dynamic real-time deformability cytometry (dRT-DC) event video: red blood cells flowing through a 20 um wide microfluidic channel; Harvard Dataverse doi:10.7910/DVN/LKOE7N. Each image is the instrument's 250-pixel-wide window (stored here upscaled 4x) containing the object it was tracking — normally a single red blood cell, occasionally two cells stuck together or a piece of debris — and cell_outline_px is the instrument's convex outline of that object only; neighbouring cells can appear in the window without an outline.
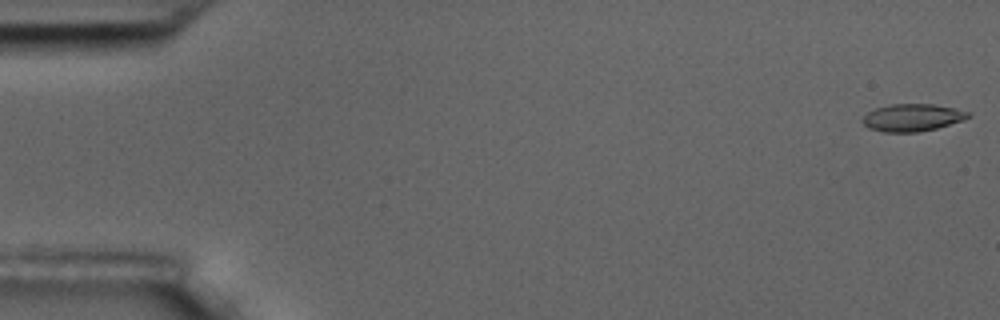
{"species": "common noctule bat (a hibernating species)", "species_latin": "Nyctalus noctula", "temperature_condition": "room temperature", "stored_images_in_passage": 6, "camera_frame_rate_fps": 3000, "um_per_image_px": 0.085, "animal": {"sex": "male", "body_mass_g": 17.5, "forearm_length_mm": 52.3}, "frame": {"image": 1, "passage_image": 1, "time_ms": 0.0, "image_size_px": [1000, 320], "cell_outline_px": [[972, 116], [964, 120], [936, 128], [920, 132], [884, 132], [868, 128], [860, 120], [868, 112], [876, 108], [892, 104], [932, 104], [956, 108], [972, 112]], "centroid_in_image_um": [77.58, 9.99], "position_along_channel_um": 7.4, "area_um2": 16.99}}
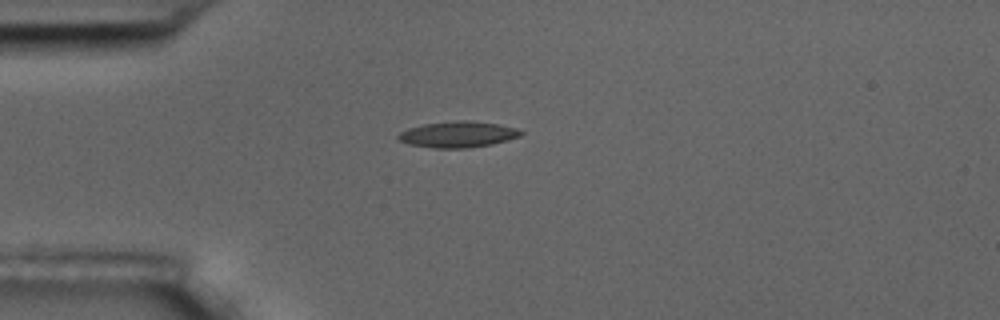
{"frame": {"image": 2, "passage_image": 5, "time_ms": 4.667, "image_size_px": [1000, 320], "cell_outline_px": [[524, 132], [520, 136], [508, 140], [492, 144], [468, 148], [436, 148], [408, 144], [400, 140], [396, 136], [400, 132], [408, 128], [424, 124], [452, 120], [468, 120], [496, 124], [516, 128]], "centroid_in_image_um": [38.91, 11.42], "position_along_channel_um": 46.1, "area_um2": 18.61}}
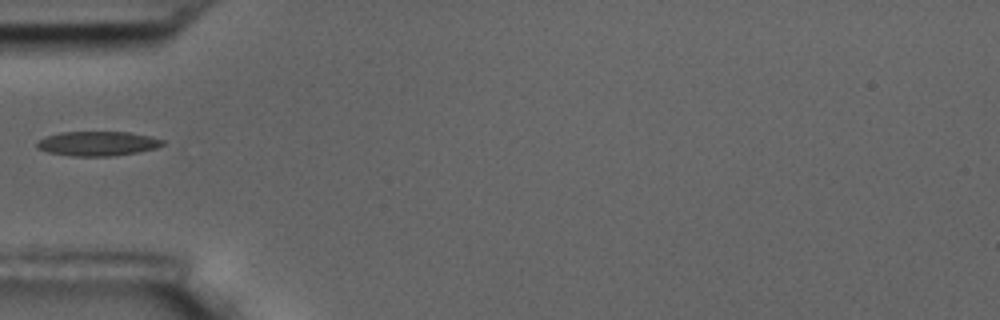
{"frame": {"image": 3, "passage_image": 6, "time_ms": 6.0, "image_size_px": [1000, 320], "cell_outline_px": [[164, 144], [156, 148], [136, 152], [112, 156], [72, 156], [48, 152], [36, 148], [36, 140], [44, 136], [60, 132], [128, 132], [152, 136], [164, 140]], "centroid_in_image_um": [8.25, 12.19], "position_along_channel_um": 76.7, "area_um2": 18.09}}